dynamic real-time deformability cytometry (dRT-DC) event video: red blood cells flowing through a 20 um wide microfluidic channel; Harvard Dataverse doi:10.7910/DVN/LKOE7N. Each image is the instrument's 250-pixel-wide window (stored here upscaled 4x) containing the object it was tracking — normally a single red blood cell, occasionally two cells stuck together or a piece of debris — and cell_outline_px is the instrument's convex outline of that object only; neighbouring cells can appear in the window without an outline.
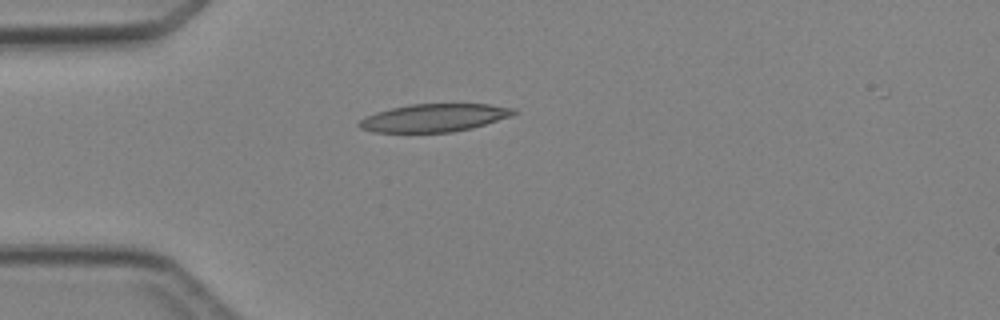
{"species": "Egyptian fruit bat (a non-hibernating species)", "species_latin": "Rousettus aegyptiacus", "temperature_condition": "cold", "stored_images_in_passage": 1, "camera_frame_rate_fps": 3000, "um_per_image_px": 0.085, "animal": {"sex": "female"}, "frame": {"image": 1, "passage_image": 1, "time_ms": 0.0, "image_size_px": [1000, 320], "cell_outline_px": [[520, 112], [512, 116], [472, 128], [452, 132], [372, 132], [360, 128], [356, 124], [364, 116], [376, 112], [392, 108], [412, 104], [488, 104], [512, 108]], "centroid_in_image_um": [36.9, 10.01], "position_along_channel_um": 48.1, "area_um2": 25.14}}